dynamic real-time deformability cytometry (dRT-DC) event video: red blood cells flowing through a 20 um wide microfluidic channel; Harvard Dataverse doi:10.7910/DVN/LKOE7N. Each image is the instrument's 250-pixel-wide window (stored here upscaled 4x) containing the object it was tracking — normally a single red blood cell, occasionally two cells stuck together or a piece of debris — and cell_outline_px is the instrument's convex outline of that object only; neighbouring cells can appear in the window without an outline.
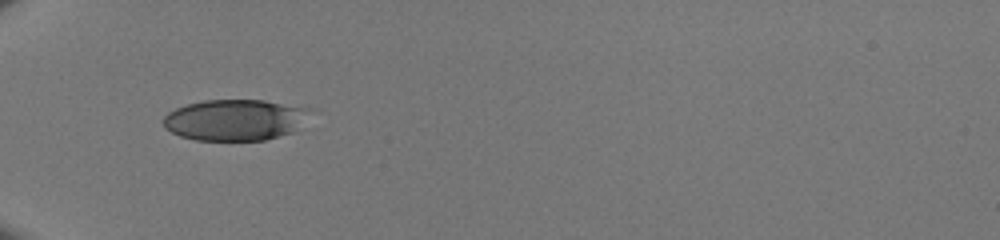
{"species": "human", "species_latin": "Homo sapiens", "temperature_condition": "room temperature", "stored_images_in_passage": 32, "camera_frame_rate_fps": 3000, "um_per_image_px": 0.085, "donor": {"sex": "male"}, "frame": {"image": 1, "passage_image": 1, "time_ms": 0.0, "image_size_px": [1000, 240], "cell_outline_px": [[316, 108], [296, 132], [264, 140], [196, 140], [180, 136], [164, 128], [160, 120], [168, 112], [176, 108], [188, 104], [204, 100], [264, 100]], "centroid_in_image_um": [20.04, 10.18], "position_along_channel_um": 65.0, "area_um2": 35.89}}
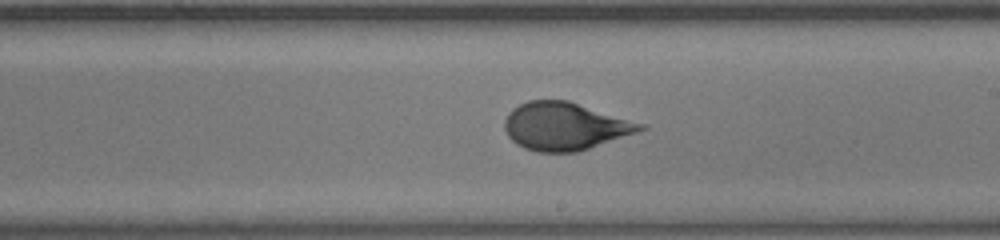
{"frame": {"image": 2, "passage_image": 14, "time_ms": 4.333, "image_size_px": [1000, 240], "cell_outline_px": [[648, 128], [576, 152], [536, 152], [524, 148], [516, 144], [508, 136], [504, 128], [504, 120], [508, 112], [512, 108], [528, 100], [568, 100], [648, 124]], "centroid_in_image_um": [48.01, 10.72], "position_along_channel_um": 241.0, "area_um2": 37.92}}
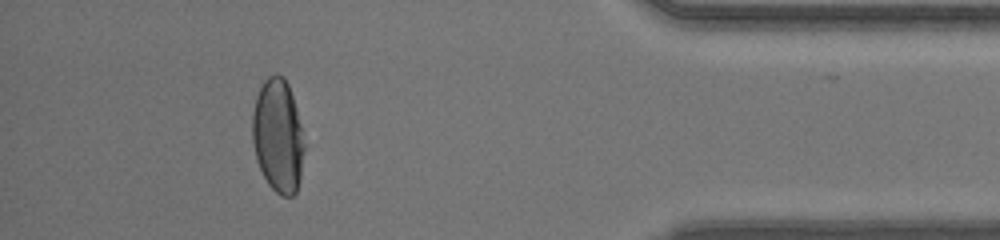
{"frame": {"image": 3, "passage_image": 28, "time_ms": 9.0, "image_size_px": [1000, 240], "cell_outline_px": [[304, 148], [300, 180], [296, 192], [292, 196], [280, 196], [268, 184], [256, 160], [252, 140], [252, 112], [256, 96], [264, 80], [268, 76], [276, 72], [284, 76], [288, 84], [296, 108], [304, 144]], "centroid_in_image_um": [23.61, 11.53], "position_along_channel_um": 411.6, "area_um2": 34.39}}